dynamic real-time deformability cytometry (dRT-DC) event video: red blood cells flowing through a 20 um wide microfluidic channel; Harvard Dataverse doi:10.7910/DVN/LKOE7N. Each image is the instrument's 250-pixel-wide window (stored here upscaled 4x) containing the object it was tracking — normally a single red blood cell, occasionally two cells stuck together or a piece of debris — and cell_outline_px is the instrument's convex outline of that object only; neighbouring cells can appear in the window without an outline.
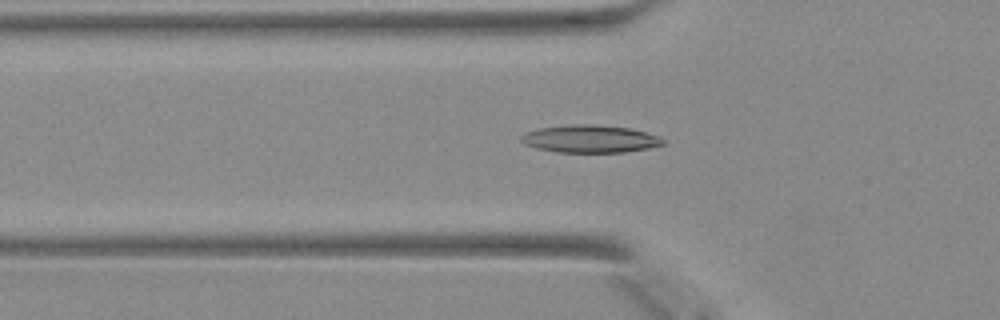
{"species": "Egyptian fruit bat (a non-hibernating species)", "species_latin": "Rousettus aegyptiacus", "temperature_condition": "warm", "stored_images_in_passage": 29, "camera_frame_rate_fps": 3000, "um_per_image_px": 0.085, "animal": {"sex": "female"}, "frame": {"image": 1, "passage_image": 3, "time_ms": 0.667, "image_size_px": [1000, 320], "cell_outline_px": [[664, 144], [648, 148], [624, 152], [556, 152], [536, 148], [524, 144], [520, 140], [520, 136], [524, 132], [540, 128], [576, 124], [596, 124], [628, 128], [644, 132], [656, 136], [664, 140]], "centroid_in_image_um": [50.1, 11.8], "position_along_channel_um": 75.7, "area_um2": 22.66}}
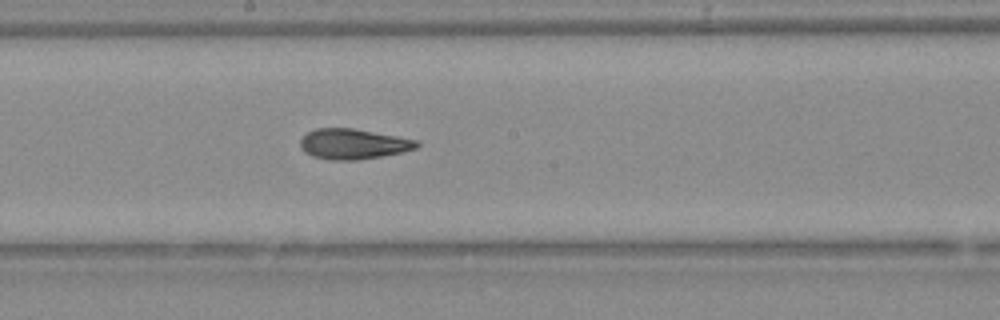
{"frame": {"image": 2, "passage_image": 13, "time_ms": 4.0, "image_size_px": [1000, 320], "cell_outline_px": [[420, 144], [416, 148], [400, 152], [380, 156], [356, 160], [332, 160], [312, 156], [304, 152], [300, 144], [300, 140], [308, 132], [316, 128], [352, 128], [396, 136], [416, 140]], "centroid_in_image_um": [29.99, 12.24], "position_along_channel_um": 218.2, "area_um2": 20.29}}
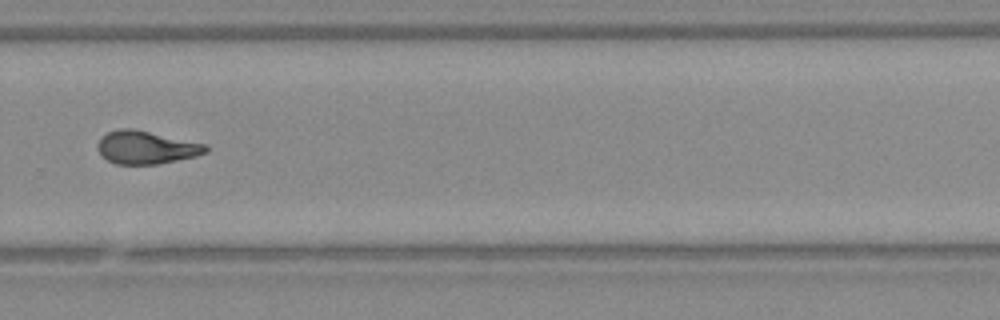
{"frame": {"image": 3, "passage_image": 20, "time_ms": 6.333, "image_size_px": [1000, 320], "cell_outline_px": [[208, 152], [196, 156], [156, 164], [116, 164], [108, 160], [96, 148], [96, 144], [100, 136], [108, 132], [120, 128], [132, 128], [204, 144], [208, 148]], "centroid_in_image_um": [12.37, 12.53], "position_along_channel_um": 317.4, "area_um2": 20.58}}